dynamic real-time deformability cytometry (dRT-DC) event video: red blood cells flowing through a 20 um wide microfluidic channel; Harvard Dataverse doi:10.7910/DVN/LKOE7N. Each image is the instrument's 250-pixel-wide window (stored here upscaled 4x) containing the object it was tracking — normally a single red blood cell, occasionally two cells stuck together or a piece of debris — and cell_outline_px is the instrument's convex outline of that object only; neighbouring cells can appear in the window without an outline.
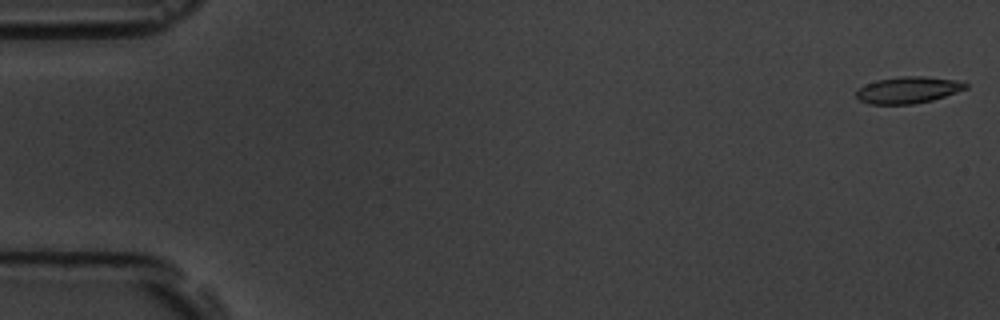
{"species": "common noctule bat (a hibernating species)", "species_latin": "Nyctalus noctula", "temperature_condition": "room temperature", "stored_images_in_passage": 11, "camera_frame_rate_fps": 3000, "um_per_image_px": 0.085, "animal": {"sex": "male", "body_mass_g": 19.5, "forearm_length_mm": 54.6}, "frame": {"image": 1, "passage_image": 1, "time_ms": 0.0, "image_size_px": [1000, 320], "cell_outline_px": [[968, 88], [932, 100], [912, 104], [868, 104], [860, 100], [856, 96], [856, 88], [864, 84], [876, 80], [900, 76], [924, 76], [956, 80], [968, 84]], "centroid_in_image_um": [77.14, 7.64], "position_along_channel_um": 7.9, "area_um2": 17.05}}